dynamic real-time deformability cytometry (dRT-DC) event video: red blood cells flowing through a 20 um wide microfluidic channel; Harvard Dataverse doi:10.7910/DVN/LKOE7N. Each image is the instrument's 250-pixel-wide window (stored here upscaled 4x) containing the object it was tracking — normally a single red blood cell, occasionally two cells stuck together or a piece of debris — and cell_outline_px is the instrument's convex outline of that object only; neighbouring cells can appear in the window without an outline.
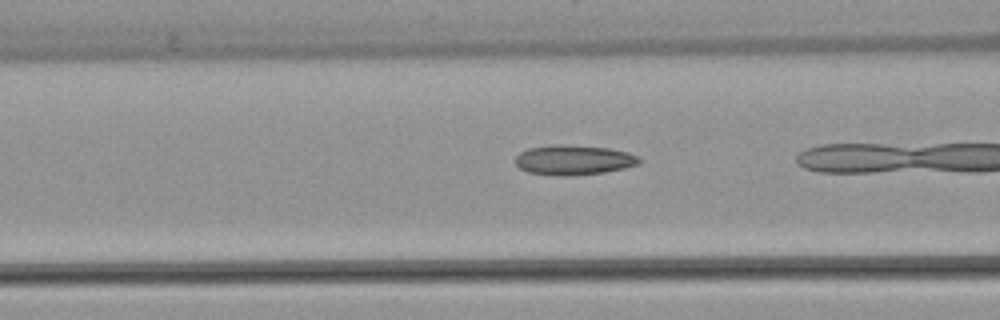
{"species": "common noctule bat (a hibernating species)", "species_latin": "Nyctalus noctula", "temperature_condition": "warm", "stored_images_in_passage": 11, "camera_frame_rate_fps": 3000, "um_per_image_px": 0.085, "animal": {"sex": "female", "body_mass_g": 22.7, "forearm_length_mm": 54.2}, "frame": {"image": 1, "passage_image": 4, "time_ms": 1.0, "image_size_px": [1000, 320], "cell_outline_px": [[640, 164], [624, 168], [604, 172], [560, 176], [528, 172], [520, 168], [516, 164], [516, 156], [520, 152], [528, 148], [552, 144], [560, 144], [608, 148], [628, 152], [636, 156], [640, 160]], "centroid_in_image_um": [48.74, 13.59], "position_along_channel_um": 117.9, "area_um2": 21.39}}
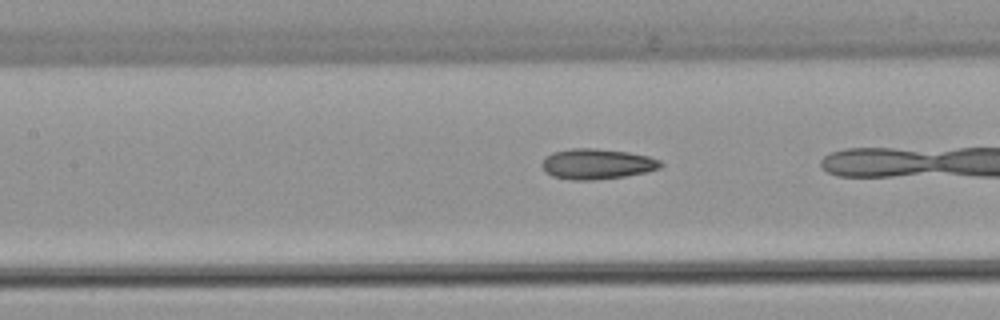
{"frame": {"image": 2, "passage_image": 7, "time_ms": 2.0, "image_size_px": [1000, 320], "cell_outline_px": [[664, 164], [660, 168], [648, 172], [624, 176], [592, 180], [572, 180], [552, 176], [544, 172], [540, 164], [552, 152], [572, 148], [596, 148], [628, 152], [648, 156], [660, 160]], "centroid_in_image_um": [50.74, 13.94], "position_along_channel_um": 156.7, "area_um2": 21.15}}
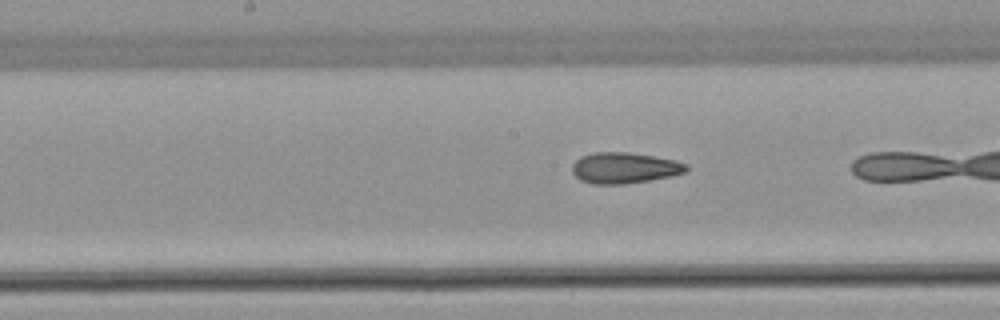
{"frame": {"image": 3, "passage_image": 10, "time_ms": 3.0, "image_size_px": [1000, 320], "cell_outline_px": [[688, 172], [672, 176], [624, 184], [592, 184], [580, 180], [572, 172], [572, 164], [580, 156], [592, 152], [628, 152], [676, 160], [688, 164]], "centroid_in_image_um": [53.08, 14.27], "position_along_channel_um": 195.1, "area_um2": 20.75}}